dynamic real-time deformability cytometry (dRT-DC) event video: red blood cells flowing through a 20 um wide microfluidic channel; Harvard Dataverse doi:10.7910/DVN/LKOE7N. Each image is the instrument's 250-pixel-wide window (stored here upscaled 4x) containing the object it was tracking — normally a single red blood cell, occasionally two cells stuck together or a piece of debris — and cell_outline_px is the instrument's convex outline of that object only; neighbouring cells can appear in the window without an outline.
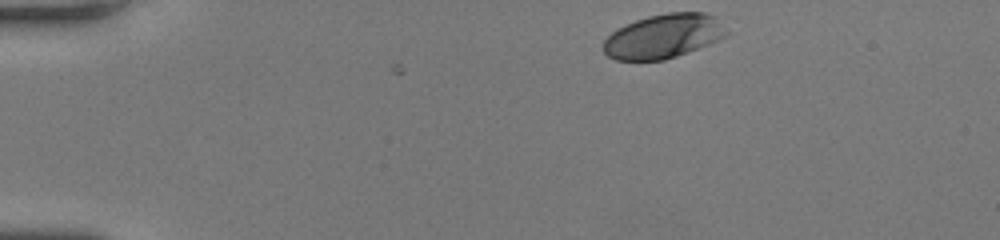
{"species": "human", "species_latin": "Homo sapiens", "temperature_condition": "room temperature", "stored_images_in_passage": 35, "camera_frame_rate_fps": 3000, "um_per_image_px": 0.085, "donor": {"sex": "female"}, "frame": {"image": 1, "passage_image": 1, "time_ms": 0.0, "image_size_px": [1000, 240], "cell_outline_px": [[732, 32], [720, 40], [688, 52], [664, 60], [616, 60], [608, 56], [600, 48], [604, 40], [616, 28], [636, 20], [648, 16], [668, 12], [704, 12], [712, 16]], "centroid_in_image_um": [56.39, 3.08], "position_along_channel_um": 28.6, "area_um2": 31.96}}
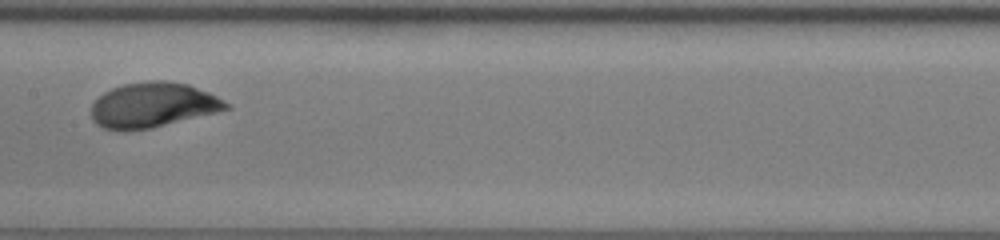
{"frame": {"image": 2, "passage_image": 19, "time_ms": 6.0, "image_size_px": [1000, 240], "cell_outline_px": [[232, 108], [152, 128], [124, 132], [120, 132], [104, 128], [96, 124], [92, 120], [92, 104], [104, 92], [112, 88], [124, 84], [148, 80], [164, 80], [188, 84], [208, 92], [232, 104]], "centroid_in_image_um": [12.99, 8.94], "position_along_channel_um": 194.4, "area_um2": 35.6}}
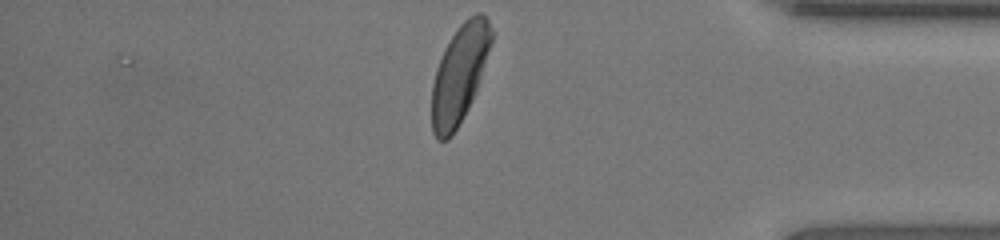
{"frame": {"image": 3, "passage_image": 35, "time_ms": 11.333, "image_size_px": [1000, 240], "cell_outline_px": [[496, 32], [472, 100], [468, 108], [452, 136], [448, 140], [436, 140], [432, 132], [432, 84], [436, 68], [444, 48], [456, 28], [468, 16], [476, 12], [484, 12]], "centroid_in_image_um": [39.08, 6.23], "position_along_channel_um": 396.1, "area_um2": 34.45}, "authors_computed_cell_mechanics": {"area_um2": 34.2754, "velocity_mm_per_s": 4.2033, "shape_relaxation_time_tau1_ms": 2.4643, "shape_relaxation_time_tau2_ms": null, "deformation_change_tau1": 0.15, "deformation_change_tau2": null}}